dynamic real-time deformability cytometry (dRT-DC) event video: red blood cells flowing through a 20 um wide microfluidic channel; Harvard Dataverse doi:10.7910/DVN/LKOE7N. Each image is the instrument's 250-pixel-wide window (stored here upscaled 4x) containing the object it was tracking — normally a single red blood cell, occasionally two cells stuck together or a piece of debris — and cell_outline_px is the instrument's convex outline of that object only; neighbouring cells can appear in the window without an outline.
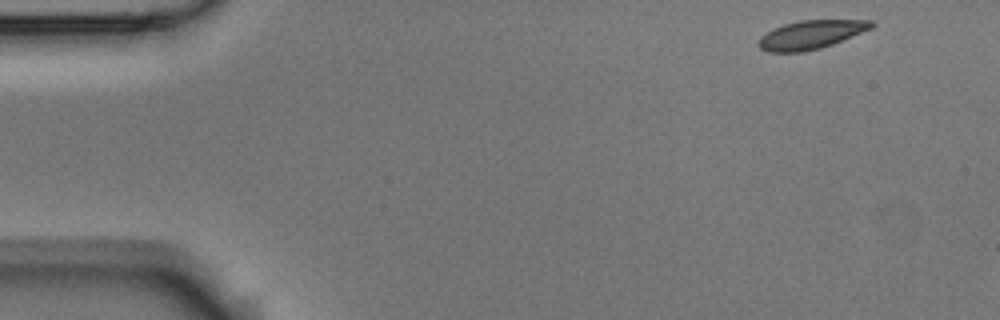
{"species": "Egyptian fruit bat (a non-hibernating species)", "species_latin": "Rousettus aegyptiacus", "temperature_condition": "room temperature", "stored_images_in_passage": 8, "camera_frame_rate_fps": 3000, "um_per_image_px": 0.085, "animal": {"sex": "male"}, "frame": {"image": 1, "passage_image": 1, "time_ms": 0.0, "image_size_px": [1000, 320], "cell_outline_px": [[876, 24], [872, 28], [832, 44], [820, 48], [804, 52], [768, 52], [760, 48], [756, 44], [760, 36], [784, 24], [800, 20], [872, 20]], "centroid_in_image_um": [68.92, 2.95], "position_along_channel_um": 16.1, "area_um2": 18.73}}